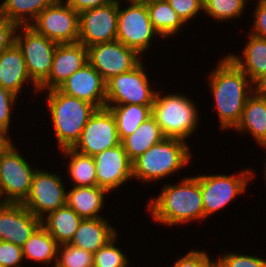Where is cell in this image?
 Instances as JSON below:
<instances>
[{"label": "cell", "mask_w": 266, "mask_h": 267, "mask_svg": "<svg viewBox=\"0 0 266 267\" xmlns=\"http://www.w3.org/2000/svg\"><path fill=\"white\" fill-rule=\"evenodd\" d=\"M184 23L188 22L199 10L203 11V0H166Z\"/></svg>", "instance_id": "38"}, {"label": "cell", "mask_w": 266, "mask_h": 267, "mask_svg": "<svg viewBox=\"0 0 266 267\" xmlns=\"http://www.w3.org/2000/svg\"><path fill=\"white\" fill-rule=\"evenodd\" d=\"M55 1L56 0H4L0 5V15L12 21L17 26H30L33 20L35 21L43 10Z\"/></svg>", "instance_id": "27"}, {"label": "cell", "mask_w": 266, "mask_h": 267, "mask_svg": "<svg viewBox=\"0 0 266 267\" xmlns=\"http://www.w3.org/2000/svg\"><path fill=\"white\" fill-rule=\"evenodd\" d=\"M209 77V87L219 113L220 126L222 129H234L255 86L253 88L250 85L253 83L248 76L228 56L220 61Z\"/></svg>", "instance_id": "1"}, {"label": "cell", "mask_w": 266, "mask_h": 267, "mask_svg": "<svg viewBox=\"0 0 266 267\" xmlns=\"http://www.w3.org/2000/svg\"><path fill=\"white\" fill-rule=\"evenodd\" d=\"M255 88H266V77L259 85L255 86Z\"/></svg>", "instance_id": "45"}, {"label": "cell", "mask_w": 266, "mask_h": 267, "mask_svg": "<svg viewBox=\"0 0 266 267\" xmlns=\"http://www.w3.org/2000/svg\"><path fill=\"white\" fill-rule=\"evenodd\" d=\"M142 62L133 70L113 76L106 82V105L138 104L153 106L156 91L150 89Z\"/></svg>", "instance_id": "9"}, {"label": "cell", "mask_w": 266, "mask_h": 267, "mask_svg": "<svg viewBox=\"0 0 266 267\" xmlns=\"http://www.w3.org/2000/svg\"><path fill=\"white\" fill-rule=\"evenodd\" d=\"M212 267H220L216 262L212 265Z\"/></svg>", "instance_id": "48"}, {"label": "cell", "mask_w": 266, "mask_h": 267, "mask_svg": "<svg viewBox=\"0 0 266 267\" xmlns=\"http://www.w3.org/2000/svg\"><path fill=\"white\" fill-rule=\"evenodd\" d=\"M127 1V0H126ZM129 1H141V2H147V1H150V0H129Z\"/></svg>", "instance_id": "47"}, {"label": "cell", "mask_w": 266, "mask_h": 267, "mask_svg": "<svg viewBox=\"0 0 266 267\" xmlns=\"http://www.w3.org/2000/svg\"><path fill=\"white\" fill-rule=\"evenodd\" d=\"M246 0H203V11L212 18L220 21L232 20L239 17L244 8Z\"/></svg>", "instance_id": "32"}, {"label": "cell", "mask_w": 266, "mask_h": 267, "mask_svg": "<svg viewBox=\"0 0 266 267\" xmlns=\"http://www.w3.org/2000/svg\"><path fill=\"white\" fill-rule=\"evenodd\" d=\"M220 267H266V260L256 256L227 253L215 261Z\"/></svg>", "instance_id": "35"}, {"label": "cell", "mask_w": 266, "mask_h": 267, "mask_svg": "<svg viewBox=\"0 0 266 267\" xmlns=\"http://www.w3.org/2000/svg\"><path fill=\"white\" fill-rule=\"evenodd\" d=\"M146 4L150 21L159 36L174 35L185 24L166 0H150Z\"/></svg>", "instance_id": "30"}, {"label": "cell", "mask_w": 266, "mask_h": 267, "mask_svg": "<svg viewBox=\"0 0 266 267\" xmlns=\"http://www.w3.org/2000/svg\"><path fill=\"white\" fill-rule=\"evenodd\" d=\"M24 259L21 246L0 240V264L3 267H21Z\"/></svg>", "instance_id": "37"}, {"label": "cell", "mask_w": 266, "mask_h": 267, "mask_svg": "<svg viewBox=\"0 0 266 267\" xmlns=\"http://www.w3.org/2000/svg\"><path fill=\"white\" fill-rule=\"evenodd\" d=\"M88 62L107 82L113 76L133 70L141 61L136 50L125 46L118 40L90 46Z\"/></svg>", "instance_id": "13"}, {"label": "cell", "mask_w": 266, "mask_h": 267, "mask_svg": "<svg viewBox=\"0 0 266 267\" xmlns=\"http://www.w3.org/2000/svg\"><path fill=\"white\" fill-rule=\"evenodd\" d=\"M195 107V104L184 95L178 93L161 97V91H156L151 116L165 138L185 141L198 126V110Z\"/></svg>", "instance_id": "5"}, {"label": "cell", "mask_w": 266, "mask_h": 267, "mask_svg": "<svg viewBox=\"0 0 266 267\" xmlns=\"http://www.w3.org/2000/svg\"><path fill=\"white\" fill-rule=\"evenodd\" d=\"M11 141L9 136L0 130V151Z\"/></svg>", "instance_id": "43"}, {"label": "cell", "mask_w": 266, "mask_h": 267, "mask_svg": "<svg viewBox=\"0 0 266 267\" xmlns=\"http://www.w3.org/2000/svg\"><path fill=\"white\" fill-rule=\"evenodd\" d=\"M115 0H66V4L73 8L76 12L83 11L109 5Z\"/></svg>", "instance_id": "42"}, {"label": "cell", "mask_w": 266, "mask_h": 267, "mask_svg": "<svg viewBox=\"0 0 266 267\" xmlns=\"http://www.w3.org/2000/svg\"><path fill=\"white\" fill-rule=\"evenodd\" d=\"M108 222L102 217L82 219L69 244L94 254L117 234Z\"/></svg>", "instance_id": "22"}, {"label": "cell", "mask_w": 266, "mask_h": 267, "mask_svg": "<svg viewBox=\"0 0 266 267\" xmlns=\"http://www.w3.org/2000/svg\"><path fill=\"white\" fill-rule=\"evenodd\" d=\"M59 244L40 226L22 246L23 257L41 263L57 262Z\"/></svg>", "instance_id": "29"}, {"label": "cell", "mask_w": 266, "mask_h": 267, "mask_svg": "<svg viewBox=\"0 0 266 267\" xmlns=\"http://www.w3.org/2000/svg\"><path fill=\"white\" fill-rule=\"evenodd\" d=\"M255 90L264 98L266 102V88H255Z\"/></svg>", "instance_id": "44"}, {"label": "cell", "mask_w": 266, "mask_h": 267, "mask_svg": "<svg viewBox=\"0 0 266 267\" xmlns=\"http://www.w3.org/2000/svg\"><path fill=\"white\" fill-rule=\"evenodd\" d=\"M234 129L240 133L246 130L266 148V102L255 89L247 98L241 119Z\"/></svg>", "instance_id": "23"}, {"label": "cell", "mask_w": 266, "mask_h": 267, "mask_svg": "<svg viewBox=\"0 0 266 267\" xmlns=\"http://www.w3.org/2000/svg\"><path fill=\"white\" fill-rule=\"evenodd\" d=\"M120 4L118 0L116 40L142 54L148 50L154 35H159L150 21L147 4L141 1H129L130 5L123 10L120 9Z\"/></svg>", "instance_id": "8"}, {"label": "cell", "mask_w": 266, "mask_h": 267, "mask_svg": "<svg viewBox=\"0 0 266 267\" xmlns=\"http://www.w3.org/2000/svg\"><path fill=\"white\" fill-rule=\"evenodd\" d=\"M66 198L67 193L60 176L36 169L30 192L22 204L34 216L42 219L45 215L66 205Z\"/></svg>", "instance_id": "12"}, {"label": "cell", "mask_w": 266, "mask_h": 267, "mask_svg": "<svg viewBox=\"0 0 266 267\" xmlns=\"http://www.w3.org/2000/svg\"><path fill=\"white\" fill-rule=\"evenodd\" d=\"M249 42L244 48L243 57L227 55L257 86L266 77V39L249 34Z\"/></svg>", "instance_id": "21"}, {"label": "cell", "mask_w": 266, "mask_h": 267, "mask_svg": "<svg viewBox=\"0 0 266 267\" xmlns=\"http://www.w3.org/2000/svg\"><path fill=\"white\" fill-rule=\"evenodd\" d=\"M47 102L59 148H73L89 118L97 108L76 97H71L59 89L48 91Z\"/></svg>", "instance_id": "3"}, {"label": "cell", "mask_w": 266, "mask_h": 267, "mask_svg": "<svg viewBox=\"0 0 266 267\" xmlns=\"http://www.w3.org/2000/svg\"><path fill=\"white\" fill-rule=\"evenodd\" d=\"M215 261L203 251L191 250L176 261L173 267H212Z\"/></svg>", "instance_id": "39"}, {"label": "cell", "mask_w": 266, "mask_h": 267, "mask_svg": "<svg viewBox=\"0 0 266 267\" xmlns=\"http://www.w3.org/2000/svg\"><path fill=\"white\" fill-rule=\"evenodd\" d=\"M178 185L167 184L160 195L148 204L155 221L170 226L204 219L200 181L186 177Z\"/></svg>", "instance_id": "2"}, {"label": "cell", "mask_w": 266, "mask_h": 267, "mask_svg": "<svg viewBox=\"0 0 266 267\" xmlns=\"http://www.w3.org/2000/svg\"><path fill=\"white\" fill-rule=\"evenodd\" d=\"M18 26L0 15V53L15 43V34Z\"/></svg>", "instance_id": "40"}, {"label": "cell", "mask_w": 266, "mask_h": 267, "mask_svg": "<svg viewBox=\"0 0 266 267\" xmlns=\"http://www.w3.org/2000/svg\"><path fill=\"white\" fill-rule=\"evenodd\" d=\"M55 267H93V254L69 243L61 244Z\"/></svg>", "instance_id": "33"}, {"label": "cell", "mask_w": 266, "mask_h": 267, "mask_svg": "<svg viewBox=\"0 0 266 267\" xmlns=\"http://www.w3.org/2000/svg\"><path fill=\"white\" fill-rule=\"evenodd\" d=\"M88 63V49L82 43L58 44L48 78L39 86L41 90L58 89L74 72Z\"/></svg>", "instance_id": "19"}, {"label": "cell", "mask_w": 266, "mask_h": 267, "mask_svg": "<svg viewBox=\"0 0 266 267\" xmlns=\"http://www.w3.org/2000/svg\"><path fill=\"white\" fill-rule=\"evenodd\" d=\"M2 197H3V198H2ZM1 198H2L3 200L0 201V205H1V204H4V196H3V193H2V190H1V187H0V199H1Z\"/></svg>", "instance_id": "46"}, {"label": "cell", "mask_w": 266, "mask_h": 267, "mask_svg": "<svg viewBox=\"0 0 266 267\" xmlns=\"http://www.w3.org/2000/svg\"><path fill=\"white\" fill-rule=\"evenodd\" d=\"M28 80L33 83L36 93L39 92V87L29 77L22 51L14 43L0 53V86L17 95Z\"/></svg>", "instance_id": "20"}, {"label": "cell", "mask_w": 266, "mask_h": 267, "mask_svg": "<svg viewBox=\"0 0 266 267\" xmlns=\"http://www.w3.org/2000/svg\"><path fill=\"white\" fill-rule=\"evenodd\" d=\"M18 95L0 86V130L8 136L11 122V107Z\"/></svg>", "instance_id": "36"}, {"label": "cell", "mask_w": 266, "mask_h": 267, "mask_svg": "<svg viewBox=\"0 0 266 267\" xmlns=\"http://www.w3.org/2000/svg\"><path fill=\"white\" fill-rule=\"evenodd\" d=\"M117 234L93 254V267H128V259L114 246Z\"/></svg>", "instance_id": "34"}, {"label": "cell", "mask_w": 266, "mask_h": 267, "mask_svg": "<svg viewBox=\"0 0 266 267\" xmlns=\"http://www.w3.org/2000/svg\"><path fill=\"white\" fill-rule=\"evenodd\" d=\"M253 176L252 171L248 169L236 176L223 174L197 176L200 181L204 218L223 209L236 196L242 194Z\"/></svg>", "instance_id": "11"}, {"label": "cell", "mask_w": 266, "mask_h": 267, "mask_svg": "<svg viewBox=\"0 0 266 267\" xmlns=\"http://www.w3.org/2000/svg\"><path fill=\"white\" fill-rule=\"evenodd\" d=\"M58 89L97 109L106 107V81L89 62L74 72Z\"/></svg>", "instance_id": "18"}, {"label": "cell", "mask_w": 266, "mask_h": 267, "mask_svg": "<svg viewBox=\"0 0 266 267\" xmlns=\"http://www.w3.org/2000/svg\"><path fill=\"white\" fill-rule=\"evenodd\" d=\"M186 141L164 138L132 162L133 178L153 181L168 177L190 162L192 155Z\"/></svg>", "instance_id": "4"}, {"label": "cell", "mask_w": 266, "mask_h": 267, "mask_svg": "<svg viewBox=\"0 0 266 267\" xmlns=\"http://www.w3.org/2000/svg\"><path fill=\"white\" fill-rule=\"evenodd\" d=\"M108 191L99 186H74L67 193L66 204L82 219L101 218L98 212Z\"/></svg>", "instance_id": "24"}, {"label": "cell", "mask_w": 266, "mask_h": 267, "mask_svg": "<svg viewBox=\"0 0 266 267\" xmlns=\"http://www.w3.org/2000/svg\"><path fill=\"white\" fill-rule=\"evenodd\" d=\"M70 157L68 172L74 186H97L96 166L93 156L80 153L73 148L62 149Z\"/></svg>", "instance_id": "31"}, {"label": "cell", "mask_w": 266, "mask_h": 267, "mask_svg": "<svg viewBox=\"0 0 266 267\" xmlns=\"http://www.w3.org/2000/svg\"><path fill=\"white\" fill-rule=\"evenodd\" d=\"M118 29V0L79 13V43L87 48L115 41Z\"/></svg>", "instance_id": "15"}, {"label": "cell", "mask_w": 266, "mask_h": 267, "mask_svg": "<svg viewBox=\"0 0 266 267\" xmlns=\"http://www.w3.org/2000/svg\"><path fill=\"white\" fill-rule=\"evenodd\" d=\"M11 141L0 151V187L4 203H22L28 196L36 169H32Z\"/></svg>", "instance_id": "6"}, {"label": "cell", "mask_w": 266, "mask_h": 267, "mask_svg": "<svg viewBox=\"0 0 266 267\" xmlns=\"http://www.w3.org/2000/svg\"><path fill=\"white\" fill-rule=\"evenodd\" d=\"M165 138L159 125L151 116L131 135L125 137L121 144L131 162L146 152L150 147Z\"/></svg>", "instance_id": "26"}, {"label": "cell", "mask_w": 266, "mask_h": 267, "mask_svg": "<svg viewBox=\"0 0 266 267\" xmlns=\"http://www.w3.org/2000/svg\"><path fill=\"white\" fill-rule=\"evenodd\" d=\"M115 117L120 141L134 133L152 115V106L138 104L106 105Z\"/></svg>", "instance_id": "28"}, {"label": "cell", "mask_w": 266, "mask_h": 267, "mask_svg": "<svg viewBox=\"0 0 266 267\" xmlns=\"http://www.w3.org/2000/svg\"><path fill=\"white\" fill-rule=\"evenodd\" d=\"M256 6L251 34L266 39V1H258Z\"/></svg>", "instance_id": "41"}, {"label": "cell", "mask_w": 266, "mask_h": 267, "mask_svg": "<svg viewBox=\"0 0 266 267\" xmlns=\"http://www.w3.org/2000/svg\"><path fill=\"white\" fill-rule=\"evenodd\" d=\"M121 144L114 115L107 107L97 109L86 123L74 150L95 156Z\"/></svg>", "instance_id": "14"}, {"label": "cell", "mask_w": 266, "mask_h": 267, "mask_svg": "<svg viewBox=\"0 0 266 267\" xmlns=\"http://www.w3.org/2000/svg\"><path fill=\"white\" fill-rule=\"evenodd\" d=\"M15 44L22 51L29 77L39 87L49 76L58 43L38 33L31 26H18Z\"/></svg>", "instance_id": "7"}, {"label": "cell", "mask_w": 266, "mask_h": 267, "mask_svg": "<svg viewBox=\"0 0 266 267\" xmlns=\"http://www.w3.org/2000/svg\"><path fill=\"white\" fill-rule=\"evenodd\" d=\"M41 226L61 245L70 243L82 218L67 204L45 215Z\"/></svg>", "instance_id": "25"}, {"label": "cell", "mask_w": 266, "mask_h": 267, "mask_svg": "<svg viewBox=\"0 0 266 267\" xmlns=\"http://www.w3.org/2000/svg\"><path fill=\"white\" fill-rule=\"evenodd\" d=\"M63 1L56 0L45 8L30 26L58 44L76 43L79 41V13Z\"/></svg>", "instance_id": "10"}, {"label": "cell", "mask_w": 266, "mask_h": 267, "mask_svg": "<svg viewBox=\"0 0 266 267\" xmlns=\"http://www.w3.org/2000/svg\"><path fill=\"white\" fill-rule=\"evenodd\" d=\"M41 226V219L34 216L22 203L7 202L0 205V240L23 246Z\"/></svg>", "instance_id": "16"}, {"label": "cell", "mask_w": 266, "mask_h": 267, "mask_svg": "<svg viewBox=\"0 0 266 267\" xmlns=\"http://www.w3.org/2000/svg\"><path fill=\"white\" fill-rule=\"evenodd\" d=\"M93 158L96 166L97 186L108 192L133 177L132 162L122 144L104 150Z\"/></svg>", "instance_id": "17"}]
</instances>
